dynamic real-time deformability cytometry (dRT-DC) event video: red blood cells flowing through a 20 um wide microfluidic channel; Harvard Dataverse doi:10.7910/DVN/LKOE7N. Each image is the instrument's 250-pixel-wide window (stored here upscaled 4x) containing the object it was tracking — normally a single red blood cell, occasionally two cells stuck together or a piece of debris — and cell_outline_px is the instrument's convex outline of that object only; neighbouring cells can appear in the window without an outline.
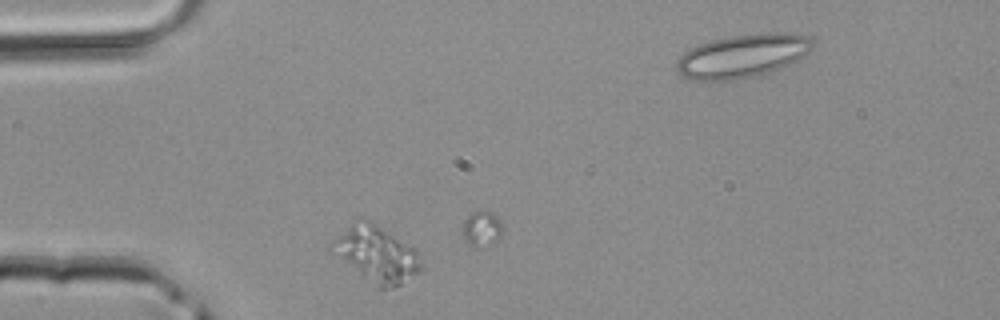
{"species": "common noctule bat (a hibernating species)", "species_latin": "Nyctalus noctula", "temperature_condition": "room temperature", "stored_images_in_passage": 4, "camera_frame_rate_fps": 3000, "um_per_image_px": 0.085, "animal": {"sex": "male", "body_mass_g": 20.4}, "frame": {"image": 1, "passage_image": 2, "time_ms": 0.333, "image_size_px": [1000, 320], "cell_outline_px": [[424, 268], [400, 284], [388, 288], [380, 288], [328, 252], [328, 248], [332, 240], [352, 224], [364, 220], [368, 220], [416, 248], [424, 264]], "centroid_in_image_um": [32.0, 21.62], "position_along_channel_um": 53.0, "area_um2": 28.61}}